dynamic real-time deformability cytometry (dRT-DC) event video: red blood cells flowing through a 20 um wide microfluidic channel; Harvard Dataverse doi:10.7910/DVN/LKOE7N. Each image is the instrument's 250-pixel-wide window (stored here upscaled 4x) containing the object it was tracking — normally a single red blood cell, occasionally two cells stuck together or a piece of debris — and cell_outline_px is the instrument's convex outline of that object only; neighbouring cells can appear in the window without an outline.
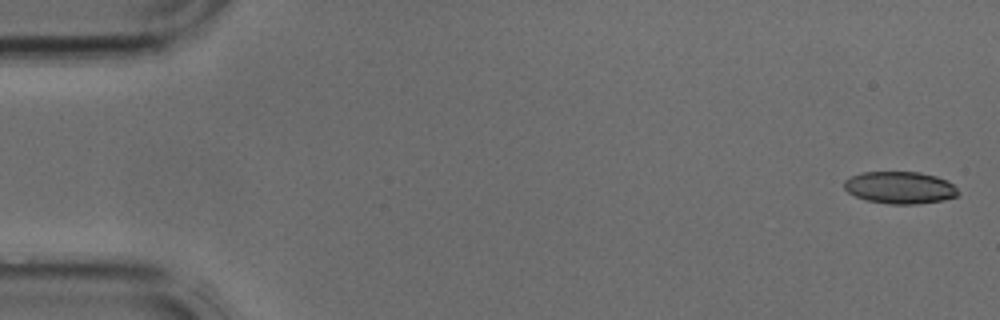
{"species": "common noctule bat (a hibernating species)", "species_latin": "Nyctalus noctula", "temperature_condition": "cold", "stored_images_in_passage": 39, "camera_frame_rate_fps": 3000, "um_per_image_px": 0.085, "animal": {"sex": "male", "body_mass_g": 17.9, "forearm_length_mm": 54.2}, "frame": {"image": 1, "passage_image": 1, "time_ms": 0.0, "image_size_px": [1000, 320], "cell_outline_px": [[960, 192], [956, 196], [944, 200], [916, 204], [892, 204], [868, 200], [856, 196], [848, 192], [844, 188], [844, 180], [852, 176], [864, 172], [920, 172], [936, 176], [948, 180]], "centroid_in_image_um": [76.52, 15.94], "position_along_channel_um": 8.5, "area_um2": 21.27}}
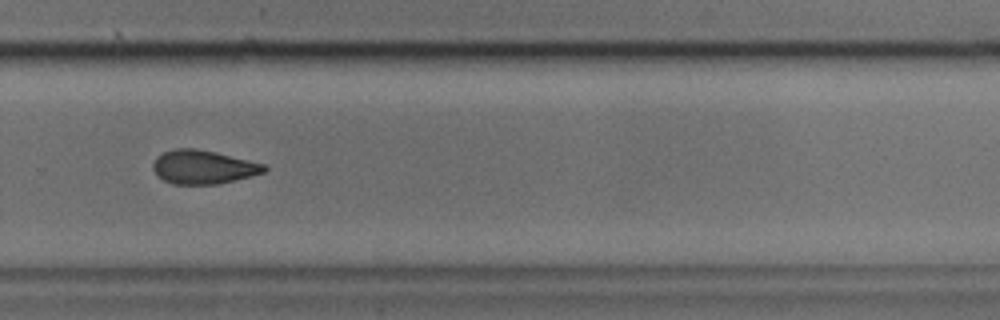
{"frame": {"image": 2, "passage_image": 28, "time_ms": 9.0, "image_size_px": [1000, 320], "cell_outline_px": [[268, 168], [264, 172], [252, 176], [220, 184], [172, 184], [164, 180], [152, 168], [152, 164], [156, 156], [164, 152], [176, 148], [196, 148], [216, 152], [264, 164]], "centroid_in_image_um": [17.27, 14.2], "position_along_channel_um": 312.5, "area_um2": 21.85}}
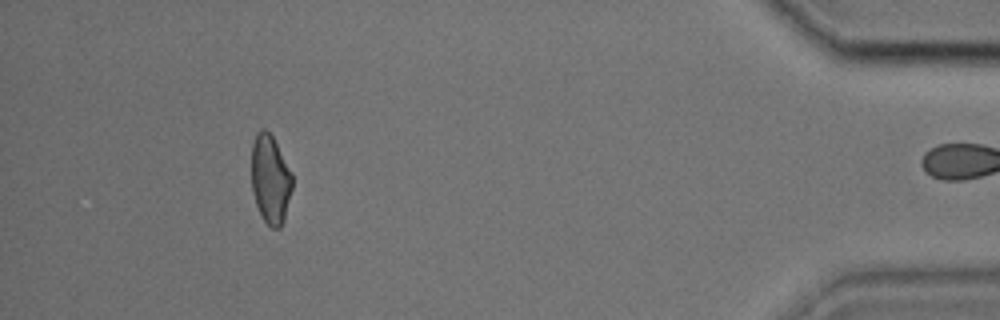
{"frame": {"image": 3, "passage_image": 38, "time_ms": 12.333, "image_size_px": [1000, 320], "cell_outline_px": [[292, 188], [284, 220], [280, 228], [272, 228], [264, 220], [256, 204], [252, 192], [252, 144], [256, 132], [260, 128], [264, 128], [272, 136], [292, 172]], "centroid_in_image_um": [22.98, 15.22], "position_along_channel_um": 412.2, "area_um2": 21.04}}